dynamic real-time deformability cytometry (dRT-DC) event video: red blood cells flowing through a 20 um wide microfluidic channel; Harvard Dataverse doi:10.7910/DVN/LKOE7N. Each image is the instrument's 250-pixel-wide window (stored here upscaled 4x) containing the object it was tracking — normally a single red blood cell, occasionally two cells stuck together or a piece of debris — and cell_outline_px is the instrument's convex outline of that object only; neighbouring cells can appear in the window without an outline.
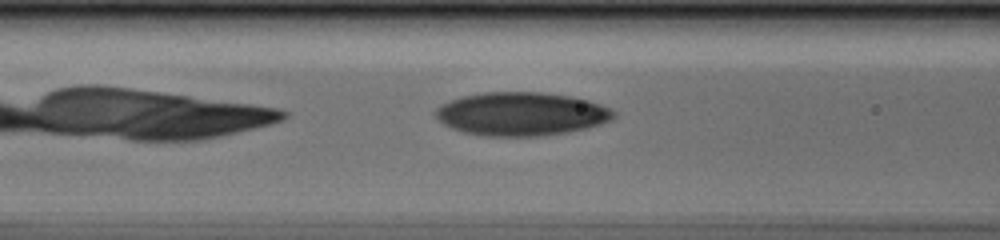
{"species": "human", "species_latin": "Homo sapiens", "temperature_condition": "cold", "stored_images_in_passage": 35, "camera_frame_rate_fps": 3000, "um_per_image_px": 0.085, "donor": {"sex": "male"}, "frame": {"image": 1, "passage_image": 6, "time_ms": 1.667, "image_size_px": [1000, 240], "cell_outline_px": [[616, 116], [612, 120], [588, 128], [568, 132], [540, 136], [488, 136], [464, 132], [452, 128], [444, 124], [436, 116], [436, 108], [440, 104], [464, 96], [484, 92], [540, 92], [568, 96], [588, 100], [600, 104], [616, 112]], "centroid_in_image_um": [44.34, 9.69], "position_along_channel_um": 122.3, "area_um2": 44.91}}
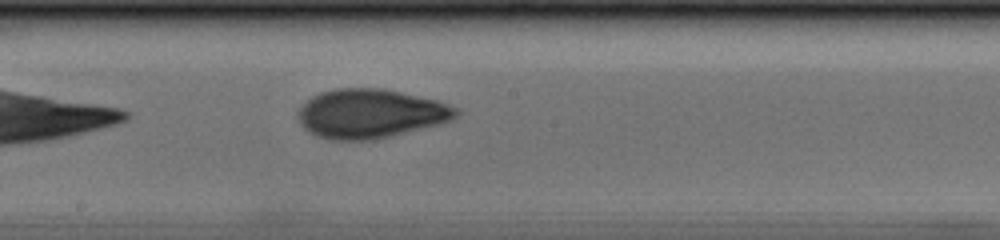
{"frame": {"image": 2, "passage_image": 13, "time_ms": 4.0, "image_size_px": [1000, 240], "cell_outline_px": [[460, 116], [452, 120], [440, 124], [372, 140], [332, 140], [316, 136], [308, 132], [300, 124], [296, 116], [296, 112], [312, 96], [320, 92], [336, 88], [384, 88], [440, 100], [460, 108]], "centroid_in_image_um": [31.52, 9.65], "position_along_channel_um": 216.7, "area_um2": 45.84}}
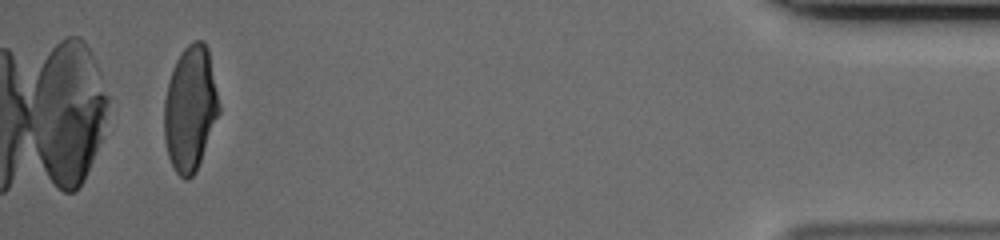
{"frame": {"image": 3, "passage_image": 33, "time_ms": 10.667, "image_size_px": [1000, 240], "cell_outline_px": [[220, 112], [196, 172], [188, 180], [184, 180], [176, 172], [168, 156], [164, 140], [164, 100], [172, 68], [176, 60], [184, 48], [192, 40], [204, 40], [208, 48], [220, 108]], "centroid_in_image_um": [16.16, 9.23], "position_along_channel_um": 419.0, "area_um2": 40.06}}